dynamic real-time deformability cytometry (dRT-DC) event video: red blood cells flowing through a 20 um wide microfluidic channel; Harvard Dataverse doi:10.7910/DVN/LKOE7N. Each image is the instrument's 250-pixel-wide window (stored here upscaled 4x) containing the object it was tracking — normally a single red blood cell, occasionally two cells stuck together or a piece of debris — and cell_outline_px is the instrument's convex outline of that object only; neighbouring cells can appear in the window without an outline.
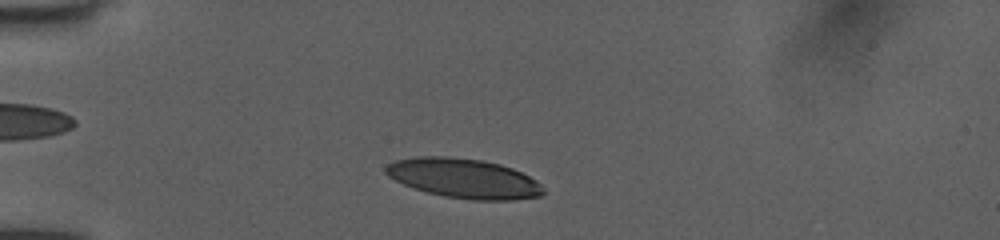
{"species": "human", "species_latin": "Homo sapiens", "temperature_condition": "room temperature", "stored_images_in_passage": 38, "camera_frame_rate_fps": 3000, "um_per_image_px": 0.085, "donor": {"sex": "female"}, "frame": {"image": 1, "passage_image": 5, "time_ms": 1.333, "image_size_px": [1000, 240], "cell_outline_px": [[544, 192], [540, 196], [512, 200], [472, 200], [444, 196], [428, 192], [404, 184], [388, 176], [384, 172], [384, 168], [388, 164], [396, 160], [416, 156], [448, 156], [480, 160], [500, 164], [512, 168], [536, 180], [540, 184]], "centroid_in_image_um": [39.41, 15.15], "position_along_channel_um": 45.6, "area_um2": 36.13}}
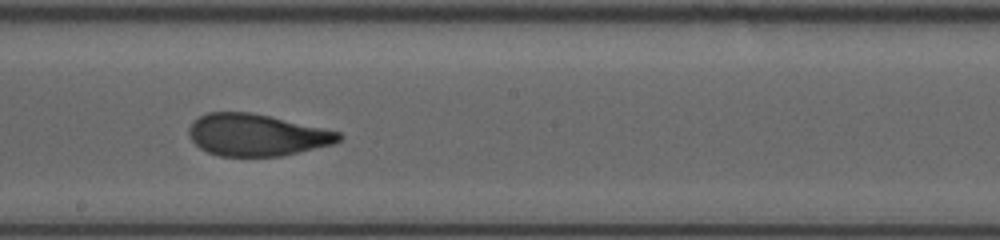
{"frame": {"image": 2, "passage_image": 21, "time_ms": 6.667, "image_size_px": [1000, 240], "cell_outline_px": [[340, 140], [332, 144], [284, 156], [216, 156], [200, 148], [192, 140], [188, 132], [188, 128], [200, 116], [208, 112], [248, 112], [268, 116], [340, 132]], "centroid_in_image_um": [21.78, 11.49], "position_along_channel_um": 226.4, "area_um2": 36.18}}
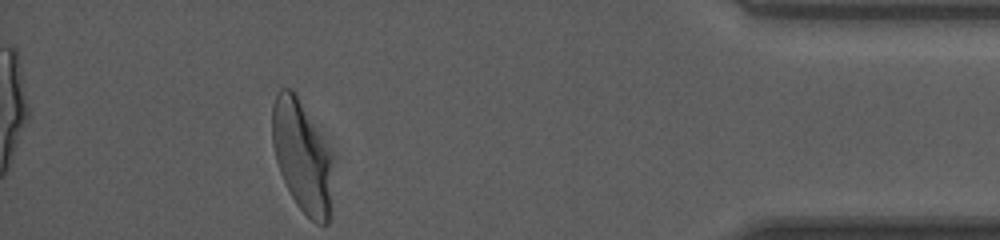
{"frame": {"image": 3, "passage_image": 38, "time_ms": 12.333, "image_size_px": [1000, 240], "cell_outline_px": [[328, 224], [316, 224], [296, 204], [280, 172], [276, 160], [272, 144], [272, 108], [276, 92], [280, 88], [292, 88], [296, 92], [328, 156]], "centroid_in_image_um": [25.53, 13.22], "position_along_channel_um": 409.7, "area_um2": 36.88}, "authors_computed_cell_mechanics": {"area_um2": 37.1654, "velocity_mm_per_s": 4.0153, "shape_relaxation_time_tau1_ms": 5.815, "shape_relaxation_time_tau2_ms": 0.737, "deformation_change_tau1": 0.2145, "deformation_change_tau2": 0.0758}}